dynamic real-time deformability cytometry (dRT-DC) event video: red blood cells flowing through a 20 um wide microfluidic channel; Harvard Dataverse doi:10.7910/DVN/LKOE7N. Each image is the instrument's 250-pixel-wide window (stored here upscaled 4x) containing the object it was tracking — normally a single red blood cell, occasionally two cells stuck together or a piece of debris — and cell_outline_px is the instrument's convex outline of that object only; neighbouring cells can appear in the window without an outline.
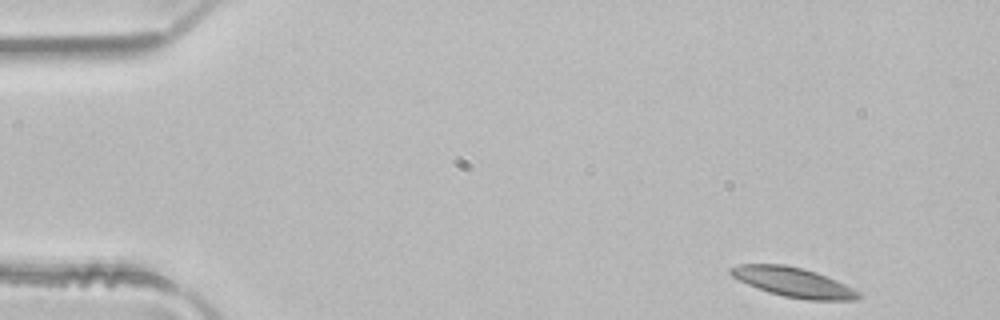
{"species": "common noctule bat (a hibernating species)", "species_latin": "Nyctalus noctula", "temperature_condition": "room temperature", "stored_images_in_passage": 5, "camera_frame_rate_fps": 3000, "um_per_image_px": 0.085, "animal": {"sex": "male", "body_mass_g": 21.5, "forearm_length_mm": 52.0}, "frame": {"image": 1, "passage_image": 1, "time_ms": 0.0, "image_size_px": [1000, 320], "cell_outline_px": [[860, 296], [856, 300], [808, 300], [784, 296], [768, 292], [748, 284], [732, 276], [728, 272], [728, 268], [740, 264], [784, 264], [816, 272], [836, 280], [860, 292]], "centroid_in_image_um": [67.42, 23.98], "position_along_channel_um": 17.6, "area_um2": 21.79}}
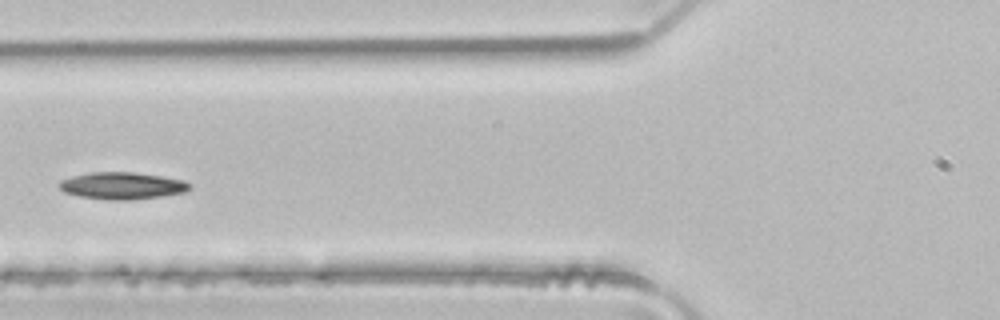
{"frame": {"image": 2, "passage_image": 5, "time_ms": 1.333, "image_size_px": [1000, 320], "cell_outline_px": [[192, 188], [184, 192], [160, 196], [128, 200], [108, 200], [80, 196], [64, 192], [60, 188], [60, 180], [72, 176], [92, 172], [132, 172], [160, 176], [180, 180], [192, 184]], "centroid_in_image_um": [10.37, 15.78], "position_along_channel_um": 115.4, "area_um2": 20.29}}